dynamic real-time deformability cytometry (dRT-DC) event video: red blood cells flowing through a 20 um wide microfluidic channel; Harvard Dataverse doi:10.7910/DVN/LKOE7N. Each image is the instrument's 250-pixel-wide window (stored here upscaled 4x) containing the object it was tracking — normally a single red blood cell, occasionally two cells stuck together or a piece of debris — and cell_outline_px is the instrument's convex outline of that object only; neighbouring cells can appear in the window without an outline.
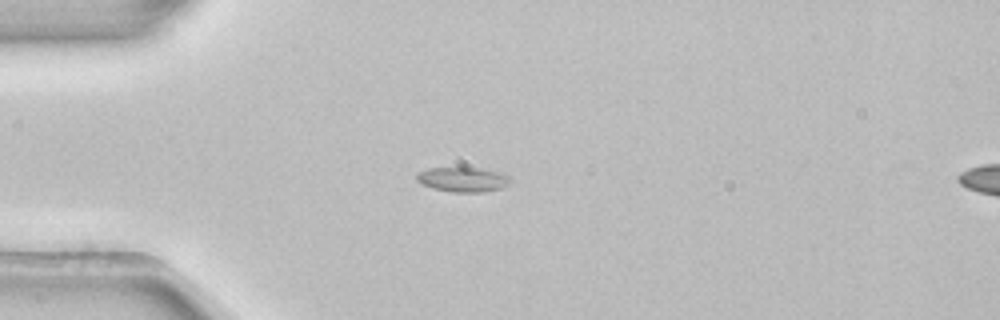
{"species": "common noctule bat (a hibernating species)", "species_latin": "Nyctalus noctula", "temperature_condition": "room temperature", "stored_images_in_passage": 5, "camera_frame_rate_fps": 3000, "um_per_image_px": 0.085, "animal": {"sex": "female", "body_mass_g": 22.7, "forearm_length_mm": 54.2}, "frame": {"image": 1, "passage_image": 4, "time_ms": 1.0, "image_size_px": [1000, 320], "cell_outline_px": [[512, 180], [508, 184], [500, 188], [484, 192], [452, 192], [432, 188], [420, 184], [416, 180], [416, 172], [428, 168], [480, 168], [500, 172], [508, 176]], "centroid_in_image_um": [39.3, 15.25], "position_along_channel_um": 45.7, "area_um2": 13.58}}